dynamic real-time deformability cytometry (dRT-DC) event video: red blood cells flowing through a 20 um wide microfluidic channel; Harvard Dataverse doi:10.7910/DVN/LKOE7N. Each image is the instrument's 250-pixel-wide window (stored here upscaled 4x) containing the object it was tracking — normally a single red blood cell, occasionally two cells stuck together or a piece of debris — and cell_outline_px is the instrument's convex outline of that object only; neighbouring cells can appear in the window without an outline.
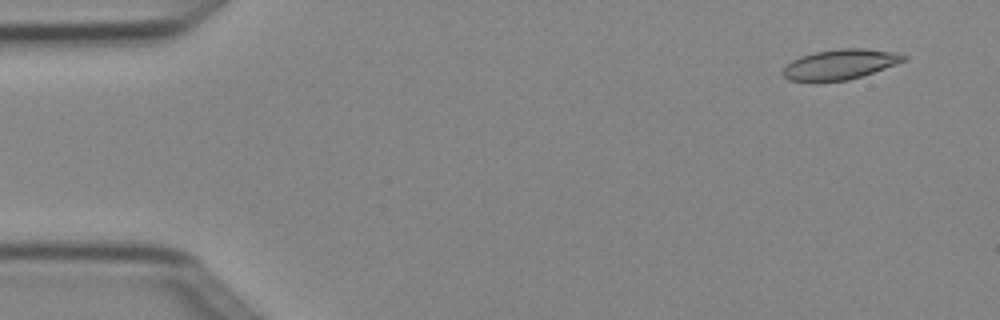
{"species": "Egyptian fruit bat (a non-hibernating species)", "species_latin": "Rousettus aegyptiacus", "temperature_condition": "cold", "stored_images_in_passage": 4, "camera_frame_rate_fps": 3000, "um_per_image_px": 0.085, "animal": {"sex": "female"}, "frame": {"image": 1, "passage_image": 1, "time_ms": 0.0, "image_size_px": [1000, 320], "cell_outline_px": [[908, 60], [848, 80], [788, 80], [780, 72], [792, 60], [800, 56], [816, 52], [840, 48], [864, 48], [896, 52], [908, 56]], "centroid_in_image_um": [71.44, 5.44], "position_along_channel_um": 13.6, "area_um2": 20.87}}
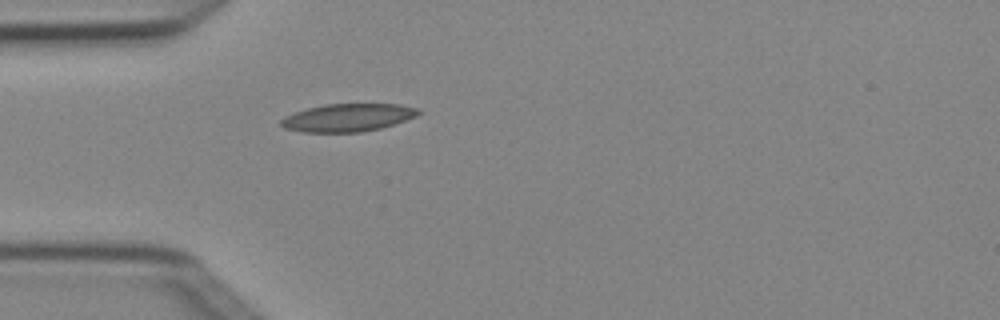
{"frame": {"image": 2, "passage_image": 4, "time_ms": 1.0, "image_size_px": [1000, 320], "cell_outline_px": [[424, 112], [416, 116], [380, 128], [360, 132], [304, 132], [284, 128], [280, 124], [280, 120], [284, 116], [308, 108], [324, 104], [400, 104], [416, 108]], "centroid_in_image_um": [29.55, 9.99], "position_along_channel_um": 55.4, "area_um2": 22.14}}